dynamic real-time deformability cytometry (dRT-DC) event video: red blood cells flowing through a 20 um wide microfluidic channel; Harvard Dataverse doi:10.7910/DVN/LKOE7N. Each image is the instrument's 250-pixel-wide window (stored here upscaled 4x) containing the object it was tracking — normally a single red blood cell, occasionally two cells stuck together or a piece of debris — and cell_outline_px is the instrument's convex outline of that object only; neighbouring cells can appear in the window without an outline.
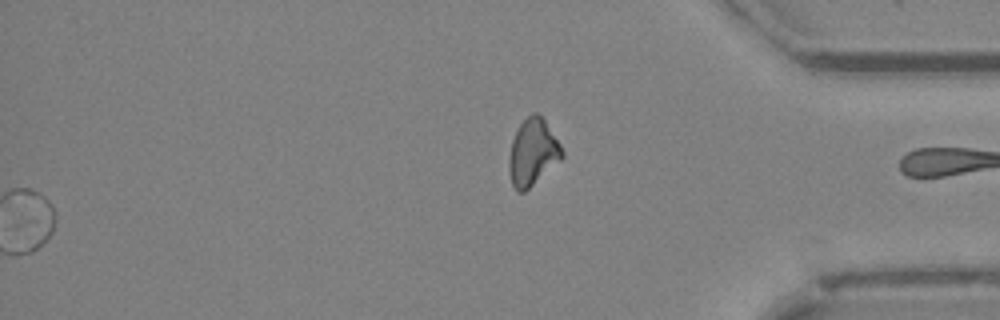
{"species": "Egyptian fruit bat (a non-hibernating species)", "species_latin": "Rousettus aegyptiacus", "temperature_condition": "cold", "stored_images_in_passage": 51, "segment_of_instrument_passage": [2, 2], "camera_frame_rate_fps": 3000, "um_per_image_px": 0.085, "animal": {"sex": "female"}, "frame": {"image": 1, "passage_image": 51, "time_ms": 16.667, "image_size_px": [1000, 320], "cell_outline_px": [[564, 156], [560, 160], [524, 192], [516, 192], [512, 184], [508, 168], [508, 160], [512, 140], [520, 124], [532, 112], [536, 112], [544, 120], [560, 144], [564, 152]], "centroid_in_image_um": [45.26, 12.96], "position_along_channel_um": 389.9, "area_um2": 20.29}}